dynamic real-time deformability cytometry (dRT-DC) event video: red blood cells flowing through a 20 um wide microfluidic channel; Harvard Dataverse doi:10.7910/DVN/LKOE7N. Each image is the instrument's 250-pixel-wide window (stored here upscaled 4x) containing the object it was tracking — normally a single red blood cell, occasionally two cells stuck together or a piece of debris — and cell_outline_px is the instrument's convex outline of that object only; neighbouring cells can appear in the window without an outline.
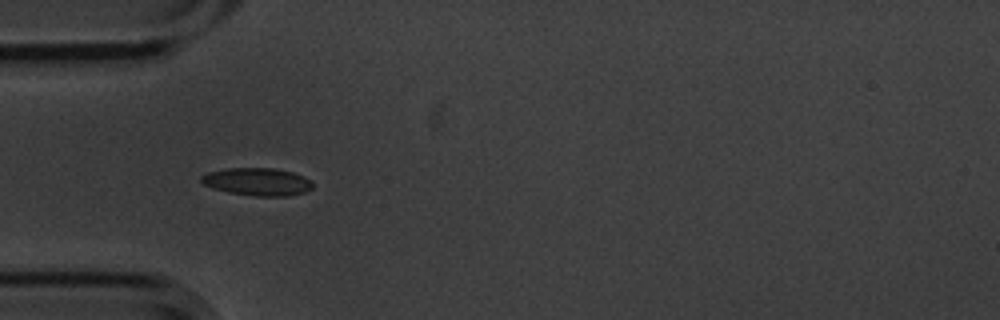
{"species": "common noctule bat (a hibernating species)", "species_latin": "Nyctalus noctula", "temperature_condition": "cold", "stored_images_in_passage": 10, "camera_frame_rate_fps": 3000, "um_per_image_px": 0.085, "animal": {"sex": "male", "body_mass_g": 20.1, "forearm_length_mm": 53.5}, "frame": {"image": 1, "passage_image": 4, "time_ms": 1.0, "image_size_px": [1000, 320], "cell_outline_px": [[312, 188], [304, 192], [288, 196], [256, 196], [228, 192], [212, 188], [204, 184], [200, 180], [200, 176], [208, 172], [228, 168], [272, 168], [292, 172], [304, 176], [312, 180]], "centroid_in_image_um": [21.87, 15.44], "position_along_channel_um": 63.1, "area_um2": 17.98}}
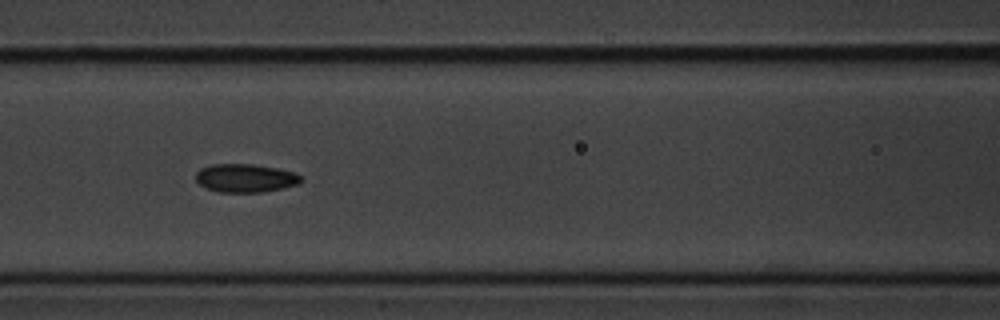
{"frame": {"image": 2, "passage_image": 6, "time_ms": 1.667, "image_size_px": [1000, 320], "cell_outline_px": [[304, 180], [300, 184], [284, 188], [264, 192], [220, 192], [208, 188], [200, 184], [196, 180], [196, 172], [200, 168], [212, 164], [252, 164], [280, 168], [296, 172]], "centroid_in_image_um": [20.92, 15.13], "position_along_channel_um": 145.7, "area_um2": 17.63}}
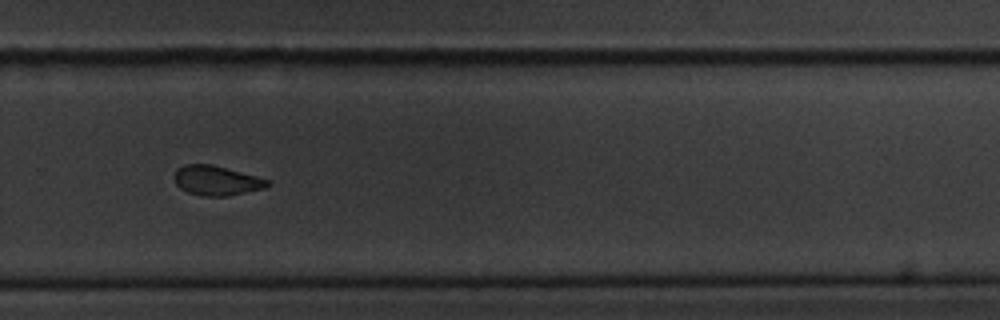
{"frame": {"image": 3, "passage_image": 10, "time_ms": 3.0, "image_size_px": [1000, 320], "cell_outline_px": [[272, 184], [264, 188], [228, 196], [200, 196], [188, 192], [180, 188], [176, 184], [176, 168], [184, 164], [212, 164], [256, 176], [268, 180]], "centroid_in_image_um": [18.4, 15.35], "position_along_channel_um": 311.4, "area_um2": 16.01}}